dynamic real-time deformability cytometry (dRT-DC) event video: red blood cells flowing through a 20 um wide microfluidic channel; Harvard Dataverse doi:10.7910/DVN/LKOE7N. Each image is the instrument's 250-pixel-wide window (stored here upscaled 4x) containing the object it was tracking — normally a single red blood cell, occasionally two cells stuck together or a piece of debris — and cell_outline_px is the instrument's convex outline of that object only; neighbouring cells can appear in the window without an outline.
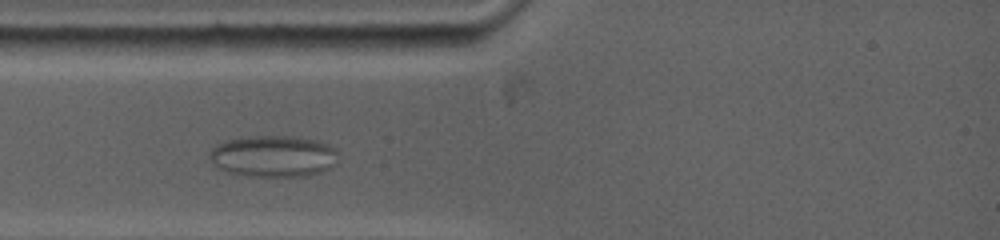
{"species": "common noctule bat (a hibernating species)", "species_latin": "Nyctalus noctula", "temperature_condition": "warm", "stored_images_in_passage": 22, "camera_frame_rate_fps": 5000, "um_per_image_px": 0.085, "animal": {"sex": "female", "body_mass_g": 19.0, "forearm_length_mm": 53.3}, "frame": {"image": 1, "passage_image": 13, "time_ms": 3.0, "image_size_px": [1000, 240], "cell_outline_px": [[336, 152], [332, 168], [320, 172], [304, 176], [248, 176], [228, 172], [212, 164], [208, 156], [208, 152], [216, 144], [224, 140], [248, 136], [296, 136], [316, 140], [328, 144], [336, 148]], "centroid_in_image_um": [23.18, 13.26], "position_along_channel_um": 61.8, "area_um2": 31.33}}
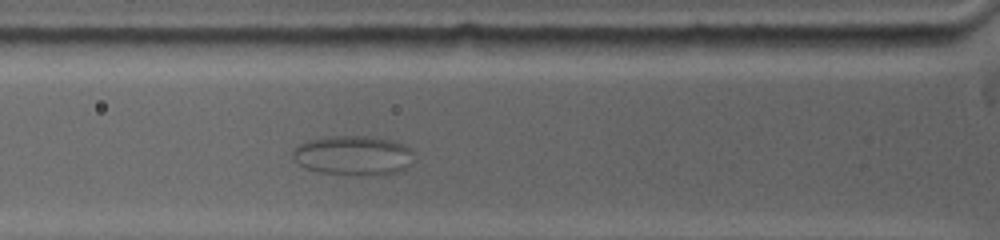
{"frame": {"image": 2, "passage_image": 18, "time_ms": 4.0, "image_size_px": [1000, 240], "cell_outline_px": [[412, 164], [396, 172], [360, 176], [320, 172], [304, 168], [292, 156], [292, 152], [304, 140], [328, 136], [368, 136], [388, 140], [404, 144], [412, 152]], "centroid_in_image_um": [29.99, 13.21], "position_along_channel_um": 95.8, "area_um2": 27.86}}